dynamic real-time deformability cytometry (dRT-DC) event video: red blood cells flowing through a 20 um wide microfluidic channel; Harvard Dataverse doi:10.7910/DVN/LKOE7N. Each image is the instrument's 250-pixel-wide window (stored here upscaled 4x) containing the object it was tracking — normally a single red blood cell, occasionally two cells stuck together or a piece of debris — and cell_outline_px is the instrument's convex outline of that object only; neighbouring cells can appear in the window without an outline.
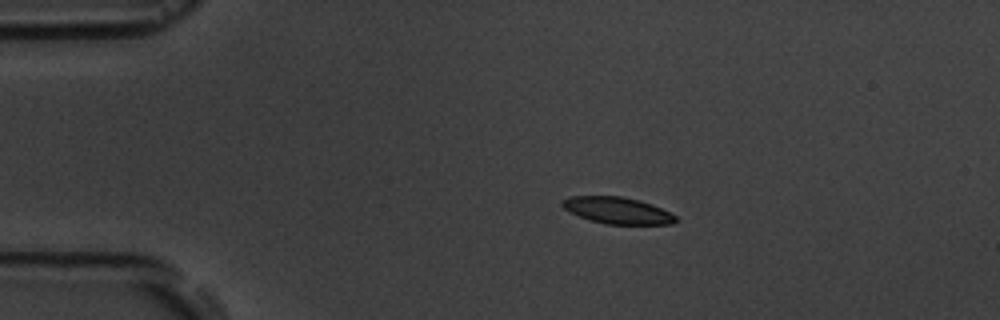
{"species": "common noctule bat (a hibernating species)", "species_latin": "Nyctalus noctula", "temperature_condition": "room temperature", "stored_images_in_passage": 16, "camera_frame_rate_fps": 3000, "um_per_image_px": 0.085, "animal": {"sex": "male", "body_mass_g": 19.5, "forearm_length_mm": 54.6}, "frame": {"image": 1, "passage_image": 3, "time_ms": 2.333, "image_size_px": [1000, 320], "cell_outline_px": [[680, 220], [672, 224], [604, 224], [568, 212], [560, 204], [560, 200], [568, 196], [620, 196], [640, 200], [652, 204], [676, 216]], "centroid_in_image_um": [52.45, 17.88], "position_along_channel_um": 32.5, "area_um2": 17.69}}
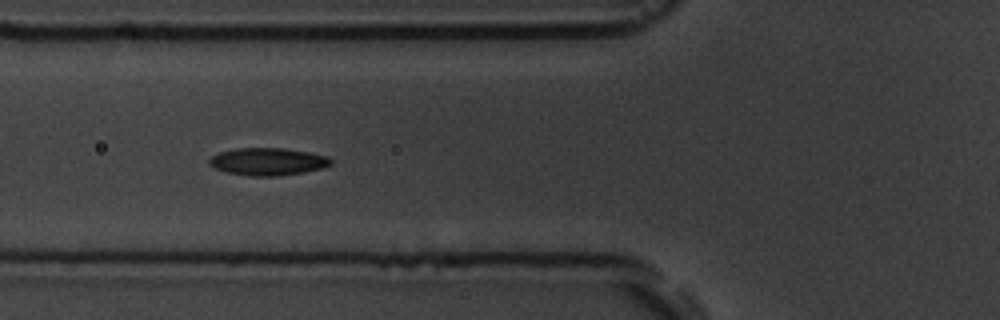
{"frame": {"image": 2, "passage_image": 6, "time_ms": 5.667, "image_size_px": [1000, 320], "cell_outline_px": [[332, 164], [324, 168], [280, 176], [248, 176], [228, 172], [212, 168], [208, 164], [208, 160], [212, 156], [220, 152], [236, 148], [284, 148], [308, 152], [328, 156], [332, 160]], "centroid_in_image_um": [22.76, 13.74], "position_along_channel_um": 103.0, "area_um2": 19.59}}
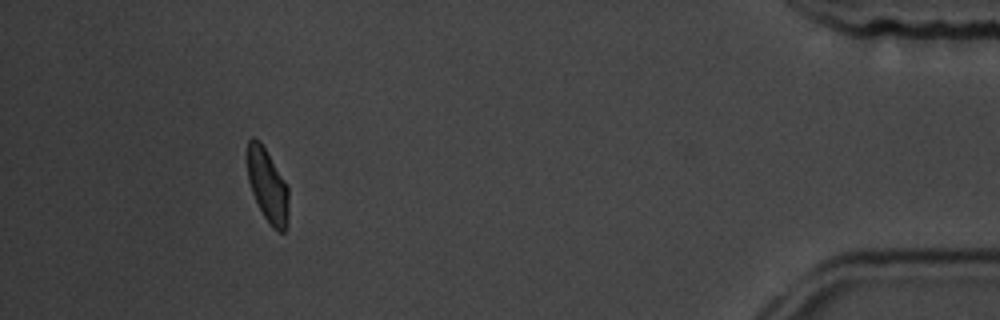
{"frame": {"image": 3, "passage_image": 15, "time_ms": 16.0, "image_size_px": [1000, 320], "cell_outline_px": [[288, 228], [284, 232], [280, 232], [272, 228], [264, 216], [252, 192], [248, 180], [248, 140], [252, 136], [260, 140], [288, 188]], "centroid_in_image_um": [22.75, 15.81], "position_along_channel_um": 412.4, "area_um2": 17.4}, "authors_computed_cell_mechanics": {"area_um2": 18.4671, "velocity_mm_per_s": 3.5984, "shape_relaxation_time_tau1_ms": 3.617, "shape_relaxation_time_tau2_ms": 8.9672, "deformation_change_tau1": 0.1066, "deformation_change_tau2": 0.0963}}